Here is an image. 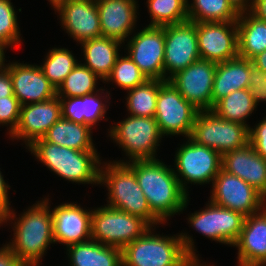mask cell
<instances>
[{"instance_id":"1f68e13d","label":"cell","mask_w":266,"mask_h":266,"mask_svg":"<svg viewBox=\"0 0 266 266\" xmlns=\"http://www.w3.org/2000/svg\"><path fill=\"white\" fill-rule=\"evenodd\" d=\"M239 13L227 0H193L188 3V20L199 22H236Z\"/></svg>"},{"instance_id":"ab89813d","label":"cell","mask_w":266,"mask_h":266,"mask_svg":"<svg viewBox=\"0 0 266 266\" xmlns=\"http://www.w3.org/2000/svg\"><path fill=\"white\" fill-rule=\"evenodd\" d=\"M249 143L260 156L266 159V117L254 128H249Z\"/></svg>"},{"instance_id":"d4e9b609","label":"cell","mask_w":266,"mask_h":266,"mask_svg":"<svg viewBox=\"0 0 266 266\" xmlns=\"http://www.w3.org/2000/svg\"><path fill=\"white\" fill-rule=\"evenodd\" d=\"M103 91H105V89L100 88L99 91L92 94L60 98L62 104V117L75 123L89 125L93 128L98 121L105 118L108 109L105 103H109L106 98L110 95V92L108 93L107 91L104 93ZM102 93L106 95L102 96Z\"/></svg>"},{"instance_id":"d590c367","label":"cell","mask_w":266,"mask_h":266,"mask_svg":"<svg viewBox=\"0 0 266 266\" xmlns=\"http://www.w3.org/2000/svg\"><path fill=\"white\" fill-rule=\"evenodd\" d=\"M147 77L140 71L138 66L127 56H119L116 60L115 65L106 78L105 82H113L118 87L129 90L143 84Z\"/></svg>"},{"instance_id":"52a82bcc","label":"cell","mask_w":266,"mask_h":266,"mask_svg":"<svg viewBox=\"0 0 266 266\" xmlns=\"http://www.w3.org/2000/svg\"><path fill=\"white\" fill-rule=\"evenodd\" d=\"M151 226L142 218L107 205L92 210L91 239L123 249Z\"/></svg>"},{"instance_id":"60d3db41","label":"cell","mask_w":266,"mask_h":266,"mask_svg":"<svg viewBox=\"0 0 266 266\" xmlns=\"http://www.w3.org/2000/svg\"><path fill=\"white\" fill-rule=\"evenodd\" d=\"M0 266H26L5 244L0 248Z\"/></svg>"},{"instance_id":"c3c4849f","label":"cell","mask_w":266,"mask_h":266,"mask_svg":"<svg viewBox=\"0 0 266 266\" xmlns=\"http://www.w3.org/2000/svg\"><path fill=\"white\" fill-rule=\"evenodd\" d=\"M52 5L53 9L55 8L56 11L63 5L66 4L69 0H48Z\"/></svg>"},{"instance_id":"b9f144b4","label":"cell","mask_w":266,"mask_h":266,"mask_svg":"<svg viewBox=\"0 0 266 266\" xmlns=\"http://www.w3.org/2000/svg\"><path fill=\"white\" fill-rule=\"evenodd\" d=\"M2 172L0 171V216L3 218L10 210V202L8 196V189L10 186L3 179Z\"/></svg>"},{"instance_id":"484cf974","label":"cell","mask_w":266,"mask_h":266,"mask_svg":"<svg viewBox=\"0 0 266 266\" xmlns=\"http://www.w3.org/2000/svg\"><path fill=\"white\" fill-rule=\"evenodd\" d=\"M123 42L109 37H97L81 42L84 53V66L91 69L102 81L110 75L119 57Z\"/></svg>"},{"instance_id":"f6af8a7d","label":"cell","mask_w":266,"mask_h":266,"mask_svg":"<svg viewBox=\"0 0 266 266\" xmlns=\"http://www.w3.org/2000/svg\"><path fill=\"white\" fill-rule=\"evenodd\" d=\"M231 6L240 14L251 12L253 0H227Z\"/></svg>"},{"instance_id":"8d00e7d4","label":"cell","mask_w":266,"mask_h":266,"mask_svg":"<svg viewBox=\"0 0 266 266\" xmlns=\"http://www.w3.org/2000/svg\"><path fill=\"white\" fill-rule=\"evenodd\" d=\"M20 35L17 14L11 0H0V42L7 47L20 45Z\"/></svg>"},{"instance_id":"f35d334b","label":"cell","mask_w":266,"mask_h":266,"mask_svg":"<svg viewBox=\"0 0 266 266\" xmlns=\"http://www.w3.org/2000/svg\"><path fill=\"white\" fill-rule=\"evenodd\" d=\"M249 92L254 98L256 106L266 101V72L252 64L250 60Z\"/></svg>"},{"instance_id":"f546056e","label":"cell","mask_w":266,"mask_h":266,"mask_svg":"<svg viewBox=\"0 0 266 266\" xmlns=\"http://www.w3.org/2000/svg\"><path fill=\"white\" fill-rule=\"evenodd\" d=\"M254 98L249 89H239L219 100L212 111L220 118L234 121L250 128L246 119L256 109Z\"/></svg>"},{"instance_id":"30bf717a","label":"cell","mask_w":266,"mask_h":266,"mask_svg":"<svg viewBox=\"0 0 266 266\" xmlns=\"http://www.w3.org/2000/svg\"><path fill=\"white\" fill-rule=\"evenodd\" d=\"M199 110L166 80L159 88L155 119L163 136H191Z\"/></svg>"},{"instance_id":"7402d4cb","label":"cell","mask_w":266,"mask_h":266,"mask_svg":"<svg viewBox=\"0 0 266 266\" xmlns=\"http://www.w3.org/2000/svg\"><path fill=\"white\" fill-rule=\"evenodd\" d=\"M136 0H96L101 33L124 43L136 27Z\"/></svg>"},{"instance_id":"836d02e7","label":"cell","mask_w":266,"mask_h":266,"mask_svg":"<svg viewBox=\"0 0 266 266\" xmlns=\"http://www.w3.org/2000/svg\"><path fill=\"white\" fill-rule=\"evenodd\" d=\"M149 26L178 24L188 20V0H147Z\"/></svg>"},{"instance_id":"ffe728a7","label":"cell","mask_w":266,"mask_h":266,"mask_svg":"<svg viewBox=\"0 0 266 266\" xmlns=\"http://www.w3.org/2000/svg\"><path fill=\"white\" fill-rule=\"evenodd\" d=\"M57 13L62 27L79 44L102 36L96 0H69Z\"/></svg>"},{"instance_id":"d6986e66","label":"cell","mask_w":266,"mask_h":266,"mask_svg":"<svg viewBox=\"0 0 266 266\" xmlns=\"http://www.w3.org/2000/svg\"><path fill=\"white\" fill-rule=\"evenodd\" d=\"M54 242L66 247L91 239L92 210H85L77 203H62L52 209Z\"/></svg>"},{"instance_id":"4316f807","label":"cell","mask_w":266,"mask_h":266,"mask_svg":"<svg viewBox=\"0 0 266 266\" xmlns=\"http://www.w3.org/2000/svg\"><path fill=\"white\" fill-rule=\"evenodd\" d=\"M70 266H123L122 250L89 241L67 246Z\"/></svg>"},{"instance_id":"74e56055","label":"cell","mask_w":266,"mask_h":266,"mask_svg":"<svg viewBox=\"0 0 266 266\" xmlns=\"http://www.w3.org/2000/svg\"><path fill=\"white\" fill-rule=\"evenodd\" d=\"M21 104L15 96L0 98V124L9 126L11 135L18 124Z\"/></svg>"},{"instance_id":"8fae6325","label":"cell","mask_w":266,"mask_h":266,"mask_svg":"<svg viewBox=\"0 0 266 266\" xmlns=\"http://www.w3.org/2000/svg\"><path fill=\"white\" fill-rule=\"evenodd\" d=\"M164 81L200 59L197 23L185 21L164 26Z\"/></svg>"},{"instance_id":"e575fe53","label":"cell","mask_w":266,"mask_h":266,"mask_svg":"<svg viewBox=\"0 0 266 266\" xmlns=\"http://www.w3.org/2000/svg\"><path fill=\"white\" fill-rule=\"evenodd\" d=\"M72 51L65 48L50 49L43 65H40L50 83L58 89L64 79L78 63Z\"/></svg>"},{"instance_id":"4dcf8cb0","label":"cell","mask_w":266,"mask_h":266,"mask_svg":"<svg viewBox=\"0 0 266 266\" xmlns=\"http://www.w3.org/2000/svg\"><path fill=\"white\" fill-rule=\"evenodd\" d=\"M164 82L148 79L143 84L127 90L126 108L128 113L137 117H154L159 88Z\"/></svg>"},{"instance_id":"e0dca14e","label":"cell","mask_w":266,"mask_h":266,"mask_svg":"<svg viewBox=\"0 0 266 266\" xmlns=\"http://www.w3.org/2000/svg\"><path fill=\"white\" fill-rule=\"evenodd\" d=\"M61 117L62 104L58 96L44 102L23 105L17 127L9 136L11 139L23 140L28 147L36 139L42 138Z\"/></svg>"},{"instance_id":"7c38bea8","label":"cell","mask_w":266,"mask_h":266,"mask_svg":"<svg viewBox=\"0 0 266 266\" xmlns=\"http://www.w3.org/2000/svg\"><path fill=\"white\" fill-rule=\"evenodd\" d=\"M211 196L214 204L250 216L264 207V196L241 178L220 170L215 177Z\"/></svg>"},{"instance_id":"83f0119b","label":"cell","mask_w":266,"mask_h":266,"mask_svg":"<svg viewBox=\"0 0 266 266\" xmlns=\"http://www.w3.org/2000/svg\"><path fill=\"white\" fill-rule=\"evenodd\" d=\"M92 127L61 117L42 137L59 146L78 151H97L92 140Z\"/></svg>"},{"instance_id":"7dc6e473","label":"cell","mask_w":266,"mask_h":266,"mask_svg":"<svg viewBox=\"0 0 266 266\" xmlns=\"http://www.w3.org/2000/svg\"><path fill=\"white\" fill-rule=\"evenodd\" d=\"M5 48H7V46L0 42V72L4 71L7 67V65H5L4 63L5 62V53H4Z\"/></svg>"},{"instance_id":"277c9868","label":"cell","mask_w":266,"mask_h":266,"mask_svg":"<svg viewBox=\"0 0 266 266\" xmlns=\"http://www.w3.org/2000/svg\"><path fill=\"white\" fill-rule=\"evenodd\" d=\"M38 161L67 181L99 184L101 159L97 151H78L36 139L26 147Z\"/></svg>"},{"instance_id":"7a4b0ae2","label":"cell","mask_w":266,"mask_h":266,"mask_svg":"<svg viewBox=\"0 0 266 266\" xmlns=\"http://www.w3.org/2000/svg\"><path fill=\"white\" fill-rule=\"evenodd\" d=\"M49 198L33 204L16 218L14 210H9L2 218V223L14 221V238L6 244L26 266H40L53 239L52 212ZM15 219V220H14ZM17 221V222H16Z\"/></svg>"},{"instance_id":"f907efd6","label":"cell","mask_w":266,"mask_h":266,"mask_svg":"<svg viewBox=\"0 0 266 266\" xmlns=\"http://www.w3.org/2000/svg\"><path fill=\"white\" fill-rule=\"evenodd\" d=\"M0 224H1V225L3 224V223H2V217H1V216H0ZM1 225H0V226H1Z\"/></svg>"},{"instance_id":"ee69618b","label":"cell","mask_w":266,"mask_h":266,"mask_svg":"<svg viewBox=\"0 0 266 266\" xmlns=\"http://www.w3.org/2000/svg\"><path fill=\"white\" fill-rule=\"evenodd\" d=\"M251 13L260 20L266 21V0H253Z\"/></svg>"},{"instance_id":"bcb514c9","label":"cell","mask_w":266,"mask_h":266,"mask_svg":"<svg viewBox=\"0 0 266 266\" xmlns=\"http://www.w3.org/2000/svg\"><path fill=\"white\" fill-rule=\"evenodd\" d=\"M251 61L253 65L266 72V50L254 56Z\"/></svg>"},{"instance_id":"f1b7e54d","label":"cell","mask_w":266,"mask_h":266,"mask_svg":"<svg viewBox=\"0 0 266 266\" xmlns=\"http://www.w3.org/2000/svg\"><path fill=\"white\" fill-rule=\"evenodd\" d=\"M238 31V54L251 60L266 50V21L251 12L239 14L236 21Z\"/></svg>"},{"instance_id":"ba28073f","label":"cell","mask_w":266,"mask_h":266,"mask_svg":"<svg viewBox=\"0 0 266 266\" xmlns=\"http://www.w3.org/2000/svg\"><path fill=\"white\" fill-rule=\"evenodd\" d=\"M174 162L177 170L173 168V171L180 187L188 196L187 184H213L222 169V155L215 149L196 143L190 137L177 149Z\"/></svg>"},{"instance_id":"ac0fdd59","label":"cell","mask_w":266,"mask_h":266,"mask_svg":"<svg viewBox=\"0 0 266 266\" xmlns=\"http://www.w3.org/2000/svg\"><path fill=\"white\" fill-rule=\"evenodd\" d=\"M14 96L21 106L44 102L57 96L56 88L50 83L38 65L18 62L8 63Z\"/></svg>"},{"instance_id":"3957f363","label":"cell","mask_w":266,"mask_h":266,"mask_svg":"<svg viewBox=\"0 0 266 266\" xmlns=\"http://www.w3.org/2000/svg\"><path fill=\"white\" fill-rule=\"evenodd\" d=\"M150 227L142 236L122 249L123 266H182L190 257H198L192 236L154 234Z\"/></svg>"},{"instance_id":"5bb4252c","label":"cell","mask_w":266,"mask_h":266,"mask_svg":"<svg viewBox=\"0 0 266 266\" xmlns=\"http://www.w3.org/2000/svg\"><path fill=\"white\" fill-rule=\"evenodd\" d=\"M128 40V56L147 79L164 81V26H149Z\"/></svg>"},{"instance_id":"8992f818","label":"cell","mask_w":266,"mask_h":266,"mask_svg":"<svg viewBox=\"0 0 266 266\" xmlns=\"http://www.w3.org/2000/svg\"><path fill=\"white\" fill-rule=\"evenodd\" d=\"M109 136L129 157L126 162L134 160L156 159V149L163 135L155 117H137L128 115L115 126L108 129Z\"/></svg>"},{"instance_id":"cb8c5ba5","label":"cell","mask_w":266,"mask_h":266,"mask_svg":"<svg viewBox=\"0 0 266 266\" xmlns=\"http://www.w3.org/2000/svg\"><path fill=\"white\" fill-rule=\"evenodd\" d=\"M250 60L237 56L217 63L212 86V108L230 93L249 88Z\"/></svg>"},{"instance_id":"603a6c76","label":"cell","mask_w":266,"mask_h":266,"mask_svg":"<svg viewBox=\"0 0 266 266\" xmlns=\"http://www.w3.org/2000/svg\"><path fill=\"white\" fill-rule=\"evenodd\" d=\"M222 170L241 178L263 196L266 195V159L250 143L222 155Z\"/></svg>"},{"instance_id":"5b68a950","label":"cell","mask_w":266,"mask_h":266,"mask_svg":"<svg viewBox=\"0 0 266 266\" xmlns=\"http://www.w3.org/2000/svg\"><path fill=\"white\" fill-rule=\"evenodd\" d=\"M105 164V165H104ZM100 167L99 185L107 187V206L145 220L151 227L164 224L150 209L134 171L126 163L105 162Z\"/></svg>"},{"instance_id":"2e32d148","label":"cell","mask_w":266,"mask_h":266,"mask_svg":"<svg viewBox=\"0 0 266 266\" xmlns=\"http://www.w3.org/2000/svg\"><path fill=\"white\" fill-rule=\"evenodd\" d=\"M197 38L200 59L222 63L239 56L236 22H199Z\"/></svg>"},{"instance_id":"4fadbf2b","label":"cell","mask_w":266,"mask_h":266,"mask_svg":"<svg viewBox=\"0 0 266 266\" xmlns=\"http://www.w3.org/2000/svg\"><path fill=\"white\" fill-rule=\"evenodd\" d=\"M245 217L240 212L208 201L203 210L196 211L188 217V223L205 237L233 246L240 236Z\"/></svg>"},{"instance_id":"44dd1931","label":"cell","mask_w":266,"mask_h":266,"mask_svg":"<svg viewBox=\"0 0 266 266\" xmlns=\"http://www.w3.org/2000/svg\"><path fill=\"white\" fill-rule=\"evenodd\" d=\"M237 266H266V207L246 216L238 240Z\"/></svg>"},{"instance_id":"d6a6232c","label":"cell","mask_w":266,"mask_h":266,"mask_svg":"<svg viewBox=\"0 0 266 266\" xmlns=\"http://www.w3.org/2000/svg\"><path fill=\"white\" fill-rule=\"evenodd\" d=\"M100 79L91 69L77 63L57 89L59 98H70L95 93L97 80Z\"/></svg>"},{"instance_id":"7bdbcfd3","label":"cell","mask_w":266,"mask_h":266,"mask_svg":"<svg viewBox=\"0 0 266 266\" xmlns=\"http://www.w3.org/2000/svg\"><path fill=\"white\" fill-rule=\"evenodd\" d=\"M7 96H14V90L9 71L5 69L0 72V98Z\"/></svg>"},{"instance_id":"9a60e30c","label":"cell","mask_w":266,"mask_h":266,"mask_svg":"<svg viewBox=\"0 0 266 266\" xmlns=\"http://www.w3.org/2000/svg\"><path fill=\"white\" fill-rule=\"evenodd\" d=\"M217 63L199 59L169 81L199 111L212 110V86Z\"/></svg>"},{"instance_id":"681fc988","label":"cell","mask_w":266,"mask_h":266,"mask_svg":"<svg viewBox=\"0 0 266 266\" xmlns=\"http://www.w3.org/2000/svg\"><path fill=\"white\" fill-rule=\"evenodd\" d=\"M264 204H265V207H266V195L264 196Z\"/></svg>"},{"instance_id":"6da1fadb","label":"cell","mask_w":266,"mask_h":266,"mask_svg":"<svg viewBox=\"0 0 266 266\" xmlns=\"http://www.w3.org/2000/svg\"><path fill=\"white\" fill-rule=\"evenodd\" d=\"M114 162L126 163L134 171L151 211L163 223L187 208L189 197L180 187L171 166H167L159 159Z\"/></svg>"},{"instance_id":"9c48e42d","label":"cell","mask_w":266,"mask_h":266,"mask_svg":"<svg viewBox=\"0 0 266 266\" xmlns=\"http://www.w3.org/2000/svg\"><path fill=\"white\" fill-rule=\"evenodd\" d=\"M190 138L224 155L226 152L249 144V128L243 124L222 119L212 110L199 111Z\"/></svg>"}]
</instances>
